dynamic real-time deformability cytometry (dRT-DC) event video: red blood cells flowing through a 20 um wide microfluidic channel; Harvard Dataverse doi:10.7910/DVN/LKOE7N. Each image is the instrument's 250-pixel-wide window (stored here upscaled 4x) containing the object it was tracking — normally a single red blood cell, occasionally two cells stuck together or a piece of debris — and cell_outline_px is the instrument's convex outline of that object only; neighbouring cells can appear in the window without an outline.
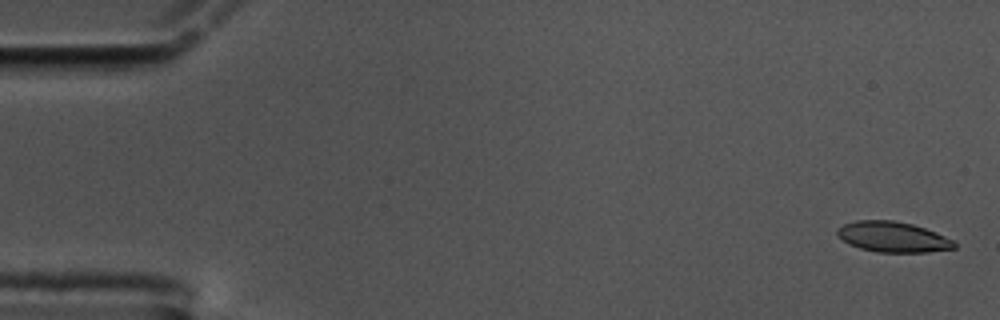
{"species": "common noctule bat (a hibernating species)", "species_latin": "Nyctalus noctula", "temperature_condition": "cold", "stored_images_in_passage": 59, "camera_frame_rate_fps": 3000, "um_per_image_px": 0.085, "animal": {"sex": "male", "body_mass_g": 17.5, "forearm_length_mm": 52.3}, "frame": {"image": 1, "passage_image": 2, "time_ms": 0.333, "image_size_px": [1000, 320], "cell_outline_px": [[956, 248], [928, 252], [876, 252], [860, 248], [848, 244], [836, 232], [836, 228], [844, 224], [856, 220], [892, 220], [912, 224], [936, 232], [956, 240]], "centroid_in_image_um": [75.92, 20.14], "position_along_channel_um": 9.1, "area_um2": 20.87}}
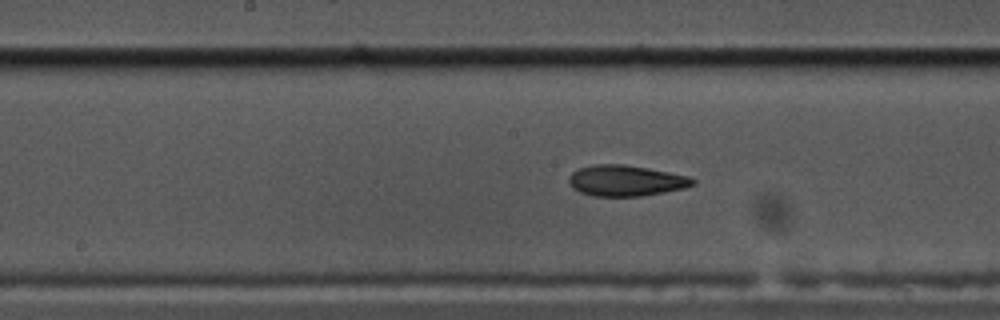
{"frame": {"image": 2, "passage_image": 30, "time_ms": 9.667, "image_size_px": [1000, 320], "cell_outline_px": [[696, 184], [684, 188], [644, 196], [592, 196], [580, 192], [572, 188], [568, 180], [568, 176], [572, 172], [580, 168], [596, 164], [620, 164], [648, 168], [688, 176], [696, 180]], "centroid_in_image_um": [53.19, 15.36], "position_along_channel_um": 195.0, "area_um2": 22.31}}
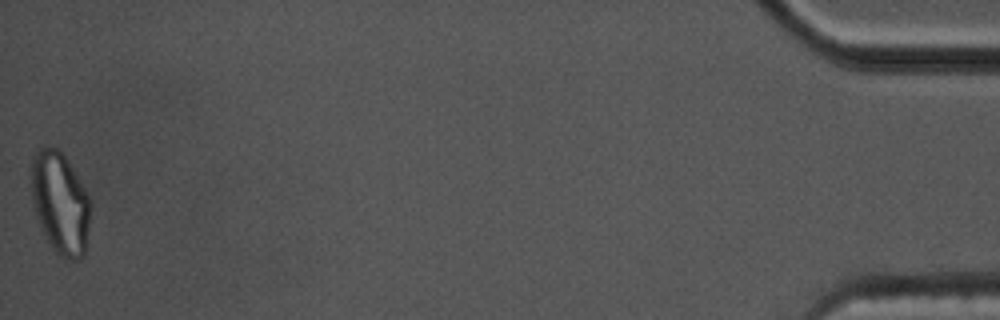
{"frame": {"image": 3, "passage_image": 59, "time_ms": 19.333, "image_size_px": [1000, 320], "cell_outline_px": [[92, 204], [84, 256], [80, 260], [68, 260], [56, 252], [52, 248], [36, 216], [32, 204], [32, 156], [44, 144], [56, 148], [64, 156], [88, 192], [92, 200]], "centroid_in_image_um": [5.14, 17.25], "position_along_channel_um": 430.1, "area_um2": 35.32}, "authors_computed_cell_mechanics": {"area_um2": 22.1952, "velocity_mm_per_s": 3.4269, "shape_relaxation_time_tau1_ms": null, "shape_relaxation_time_tau2_ms": 3.8677, "deformation_change_tau1": null, "deformation_change_tau2": 0.1043}}